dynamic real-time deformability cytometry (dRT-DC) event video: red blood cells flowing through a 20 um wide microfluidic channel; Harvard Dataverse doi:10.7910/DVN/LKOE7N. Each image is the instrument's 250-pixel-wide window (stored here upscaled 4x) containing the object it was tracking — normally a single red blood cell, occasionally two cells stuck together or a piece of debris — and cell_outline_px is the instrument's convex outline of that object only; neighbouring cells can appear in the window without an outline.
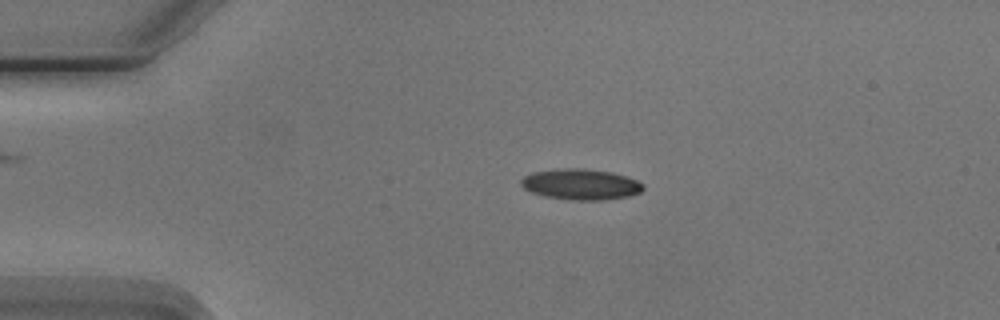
{"species": "Egyptian fruit bat (a non-hibernating species)", "species_latin": "Rousettus aegyptiacus", "temperature_condition": "cold", "stored_images_in_passage": 4, "camera_frame_rate_fps": 3000, "um_per_image_px": 0.085, "animal": {"sex": "male"}, "frame": {"image": 1, "passage_image": 3, "time_ms": 2.333, "image_size_px": [1000, 320], "cell_outline_px": [[644, 188], [640, 192], [628, 196], [604, 200], [572, 200], [544, 196], [532, 192], [524, 188], [520, 184], [520, 180], [524, 176], [532, 172], [564, 168], [580, 168], [608, 172], [624, 176], [636, 180], [644, 184]], "centroid_in_image_um": [49.34, 15.67], "position_along_channel_um": 35.7, "area_um2": 21.73}}